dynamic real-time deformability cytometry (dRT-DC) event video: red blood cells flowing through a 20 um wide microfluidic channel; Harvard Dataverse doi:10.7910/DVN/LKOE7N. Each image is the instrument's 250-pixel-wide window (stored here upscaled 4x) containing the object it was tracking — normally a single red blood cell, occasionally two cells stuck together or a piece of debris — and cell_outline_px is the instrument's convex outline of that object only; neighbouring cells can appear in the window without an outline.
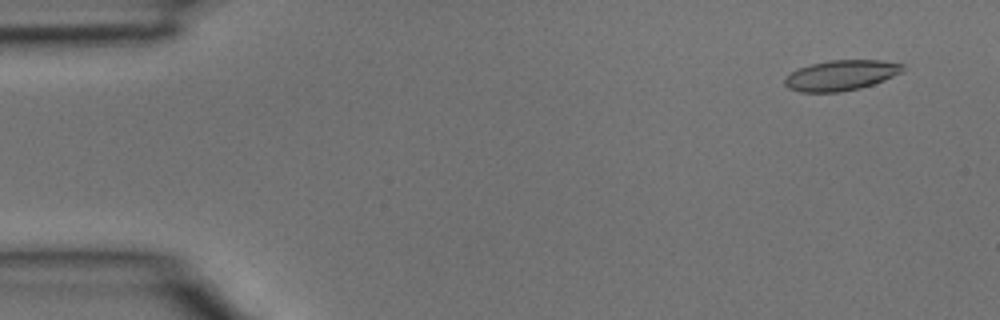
{"species": "common noctule bat (a hibernating species)", "species_latin": "Nyctalus noctula", "temperature_condition": "room temperature", "stored_images_in_passage": 38, "camera_frame_rate_fps": 3000, "um_per_image_px": 0.085, "animal": {"sex": "male", "body_mass_g": 15.6}, "frame": {"image": 1, "passage_image": 1, "time_ms": 0.0, "image_size_px": [1000, 320], "cell_outline_px": [[904, 72], [884, 80], [860, 88], [840, 92], [800, 92], [788, 88], [784, 84], [784, 76], [800, 68], [812, 64], [828, 60], [880, 60], [904, 64]], "centroid_in_image_um": [71.49, 6.4], "position_along_channel_um": 13.5, "area_um2": 20.92}}
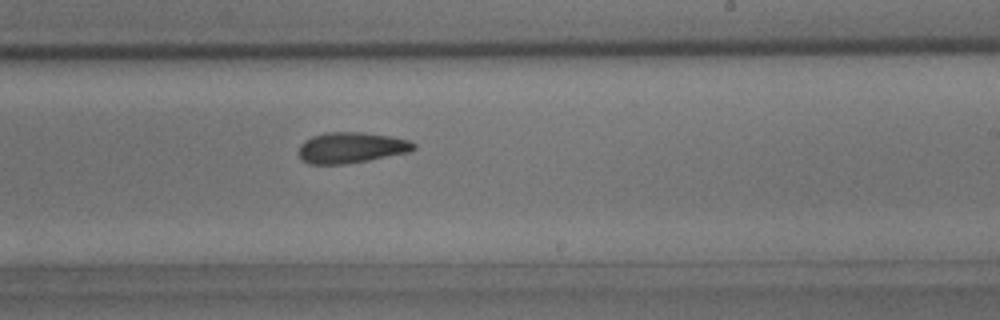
{"frame": {"image": 2, "passage_image": 22, "time_ms": 7.0, "image_size_px": [1000, 320], "cell_outline_px": [[416, 148], [412, 152], [368, 160], [344, 164], [308, 164], [300, 160], [300, 144], [304, 140], [312, 136], [324, 132], [360, 132], [392, 136], [408, 140], [416, 144]], "centroid_in_image_um": [29.87, 12.55], "position_along_channel_um": 259.1, "area_um2": 20.87}}
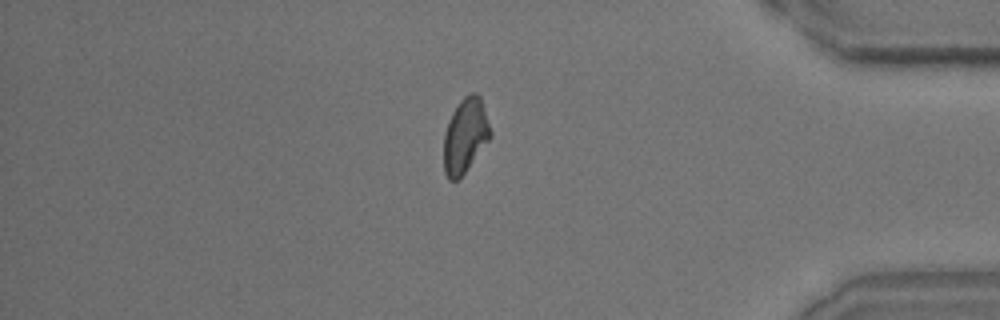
{"frame": {"image": 3, "passage_image": 32, "time_ms": 10.333, "image_size_px": [1000, 320], "cell_outline_px": [[492, 136], [464, 172], [456, 180], [448, 180], [444, 172], [444, 132], [448, 120], [452, 112], [460, 100], [468, 92], [476, 92], [480, 96], [492, 132]], "centroid_in_image_um": [39.54, 11.48], "position_along_channel_um": 395.7, "area_um2": 20.23}}